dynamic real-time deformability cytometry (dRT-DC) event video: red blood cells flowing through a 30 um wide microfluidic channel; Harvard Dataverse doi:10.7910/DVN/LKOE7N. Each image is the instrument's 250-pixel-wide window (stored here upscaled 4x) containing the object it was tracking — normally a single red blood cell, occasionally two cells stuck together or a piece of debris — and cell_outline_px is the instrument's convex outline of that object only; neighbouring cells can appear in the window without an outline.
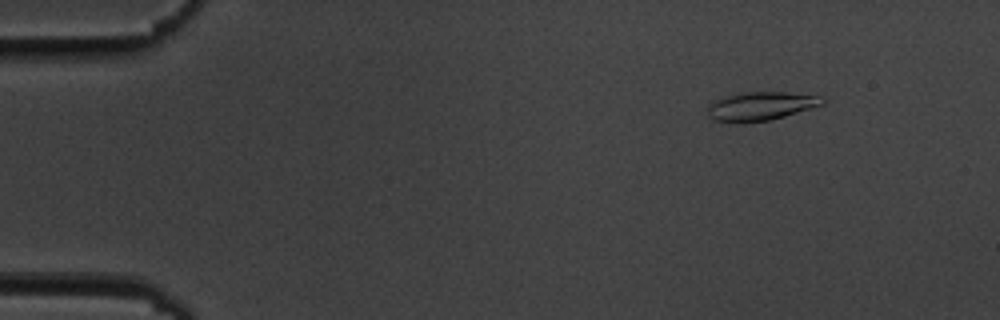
{"species": "common noctule bat (a hibernating species)", "species_latin": "Nyctalus noctula", "temperature_condition": "cold", "stored_images_in_passage": 15, "camera_frame_rate_fps": 3000, "um_per_image_px": 0.085, "animal": {"sex": "male", "body_mass_g": 19.5, "forearm_length_mm": 54.6}, "frame": {"image": 1, "passage_image": 7, "time_ms": 2.0, "image_size_px": [1000, 320], "cell_outline_px": [[824, 104], [784, 116], [768, 120], [712, 120], [708, 116], [708, 104], [712, 100], [744, 92], [784, 92], [824, 96]], "centroid_in_image_um": [64.69, 8.98], "position_along_channel_um": 20.3, "area_um2": 18.5}}